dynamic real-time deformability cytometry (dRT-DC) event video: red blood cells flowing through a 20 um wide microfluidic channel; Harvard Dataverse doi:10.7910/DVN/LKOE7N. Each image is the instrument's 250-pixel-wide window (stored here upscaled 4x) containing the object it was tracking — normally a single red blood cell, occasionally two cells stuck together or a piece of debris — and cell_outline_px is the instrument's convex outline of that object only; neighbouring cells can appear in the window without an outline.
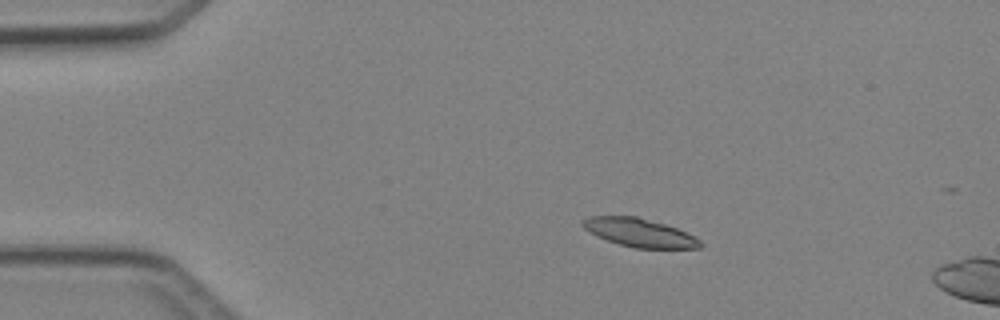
{"species": "Egyptian fruit bat (a non-hibernating species)", "species_latin": "Rousettus aegyptiacus", "temperature_condition": "cold", "stored_images_in_passage": 5, "camera_frame_rate_fps": 3000, "um_per_image_px": 0.085, "animal": {"sex": "female"}, "frame": {"image": 1, "passage_image": 3, "time_ms": 2.333, "image_size_px": [1000, 320], "cell_outline_px": [[704, 244], [700, 248], [636, 248], [620, 244], [596, 236], [584, 228], [580, 224], [580, 220], [588, 216], [636, 216], [664, 224], [676, 228], [700, 240]], "centroid_in_image_um": [54.31, 19.77], "position_along_channel_um": 30.7, "area_um2": 19.31}}